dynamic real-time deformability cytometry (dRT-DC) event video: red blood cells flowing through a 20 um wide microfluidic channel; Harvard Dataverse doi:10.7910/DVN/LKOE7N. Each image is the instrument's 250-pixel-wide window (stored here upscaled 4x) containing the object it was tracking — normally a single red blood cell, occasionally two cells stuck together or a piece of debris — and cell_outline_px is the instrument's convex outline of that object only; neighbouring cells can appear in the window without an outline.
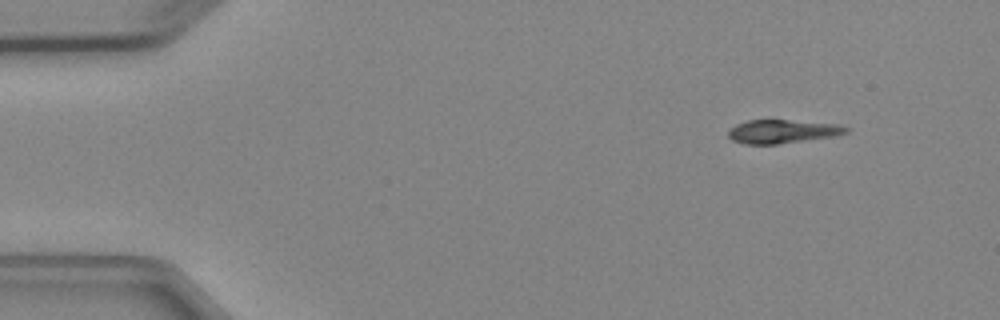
{"species": "Egyptian fruit bat (a non-hibernating species)", "species_latin": "Rousettus aegyptiacus", "temperature_condition": "cold", "stored_images_in_passage": 6, "camera_frame_rate_fps": 3000, "um_per_image_px": 0.085, "animal": {"sex": "female"}, "frame": {"image": 1, "passage_image": 1, "time_ms": 0.0, "image_size_px": [1000, 320], "cell_outline_px": [[848, 132], [832, 136], [776, 144], [744, 144], [732, 140], [728, 136], [728, 132], [736, 124], [748, 120], [788, 120], [836, 124], [848, 128]], "centroid_in_image_um": [66.45, 11.17], "position_along_channel_um": 18.5, "area_um2": 15.84}}
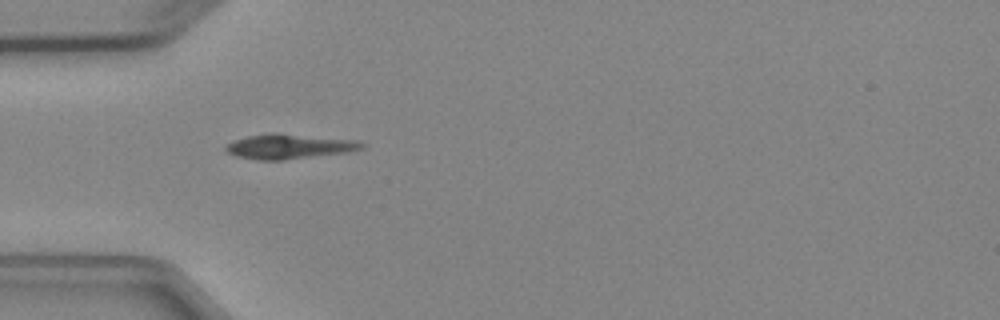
{"frame": {"image": 2, "passage_image": 4, "time_ms": 3.333, "image_size_px": [1000, 320], "cell_outline_px": [[368, 144], [364, 148], [348, 152], [284, 160], [260, 160], [236, 156], [228, 152], [224, 148], [232, 140], [248, 136], [268, 132], [276, 132], [356, 140]], "centroid_in_image_um": [24.6, 12.43], "position_along_channel_um": 60.4, "area_um2": 19.88}}